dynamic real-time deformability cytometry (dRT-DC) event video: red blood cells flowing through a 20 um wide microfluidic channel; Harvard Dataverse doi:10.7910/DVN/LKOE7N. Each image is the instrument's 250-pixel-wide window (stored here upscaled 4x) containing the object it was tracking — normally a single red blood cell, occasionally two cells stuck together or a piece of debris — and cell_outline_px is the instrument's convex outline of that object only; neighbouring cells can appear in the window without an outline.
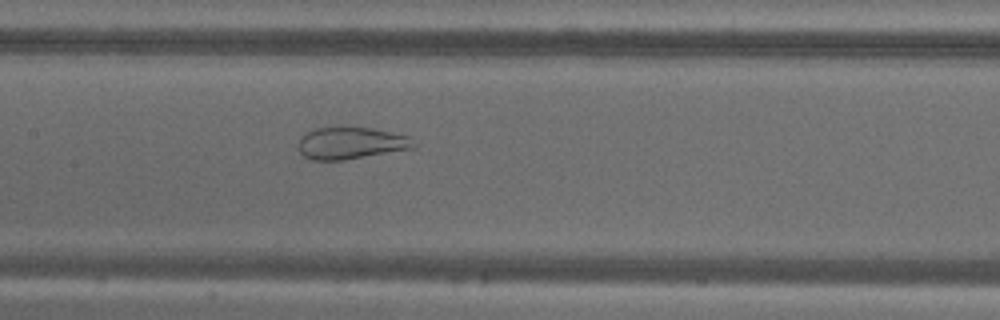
{"species": "common noctule bat (a hibernating species)", "species_latin": "Nyctalus noctula", "temperature_condition": "warm", "stored_images_in_passage": 55, "camera_frame_rate_fps": 3000, "um_per_image_px": 0.085, "animal": {"sex": "male", "body_mass_g": 18.8}, "frame": {"image": 1, "passage_image": 26, "time_ms": 8.333, "image_size_px": [1000, 320], "cell_outline_px": [[416, 148], [344, 160], [312, 160], [304, 156], [296, 148], [296, 144], [300, 136], [316, 128], [372, 128], [392, 132], [408, 136], [416, 144]], "centroid_in_image_um": [29.8, 12.18], "position_along_channel_um": 177.6, "area_um2": 21.56}}
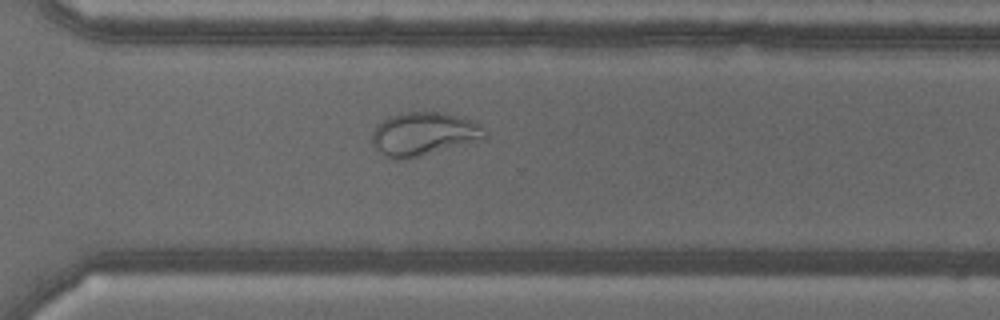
{"frame": {"image": 2, "passage_image": 39, "time_ms": 12.667, "image_size_px": [1000, 320], "cell_outline_px": [[488, 136], [484, 140], [408, 160], [392, 160], [384, 156], [372, 144], [372, 132], [376, 124], [388, 116], [400, 112], [444, 112], [472, 120], [480, 124], [488, 132]], "centroid_in_image_um": [36.03, 11.4], "position_along_channel_um": 334.6, "area_um2": 29.48}}
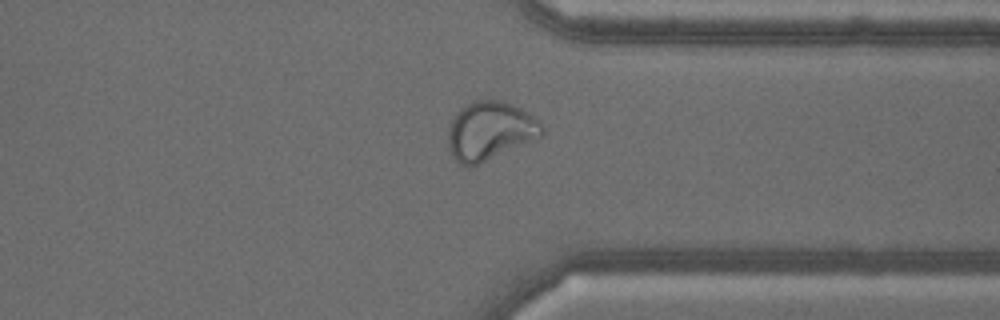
{"frame": {"image": 3, "passage_image": 42, "time_ms": 13.667, "image_size_px": [1000, 320], "cell_outline_px": [[544, 132], [536, 140], [480, 164], [460, 164], [452, 156], [448, 148], [448, 128], [456, 112], [472, 100], [500, 100], [512, 104], [520, 108], [544, 124]], "centroid_in_image_um": [41.66, 11.12], "position_along_channel_um": 369.7, "area_um2": 32.19}}